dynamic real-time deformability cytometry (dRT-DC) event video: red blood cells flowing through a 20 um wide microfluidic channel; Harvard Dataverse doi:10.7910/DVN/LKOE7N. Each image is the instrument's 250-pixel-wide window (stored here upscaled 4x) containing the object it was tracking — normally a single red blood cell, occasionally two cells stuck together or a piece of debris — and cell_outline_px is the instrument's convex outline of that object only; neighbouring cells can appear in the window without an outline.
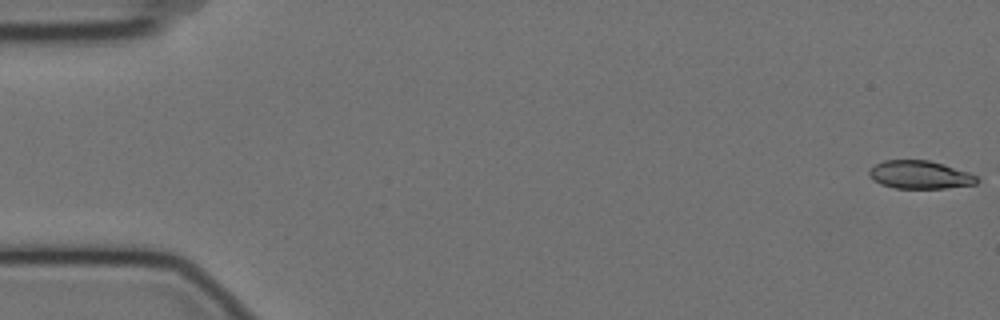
{"species": "Egyptian fruit bat (a non-hibernating species)", "species_latin": "Rousettus aegyptiacus", "temperature_condition": "cold", "stored_images_in_passage": 58, "camera_frame_rate_fps": 3000, "um_per_image_px": 0.085, "animal": {"sex": "female"}, "frame": {"image": 1, "passage_image": 1, "time_ms": 0.0, "image_size_px": [1000, 320], "cell_outline_px": [[980, 180], [976, 184], [944, 188], [896, 188], [880, 184], [872, 180], [868, 172], [876, 164], [884, 160], [928, 160], [968, 172], [976, 176]], "centroid_in_image_um": [78.18, 14.86], "position_along_channel_um": 6.8, "area_um2": 17.46}}
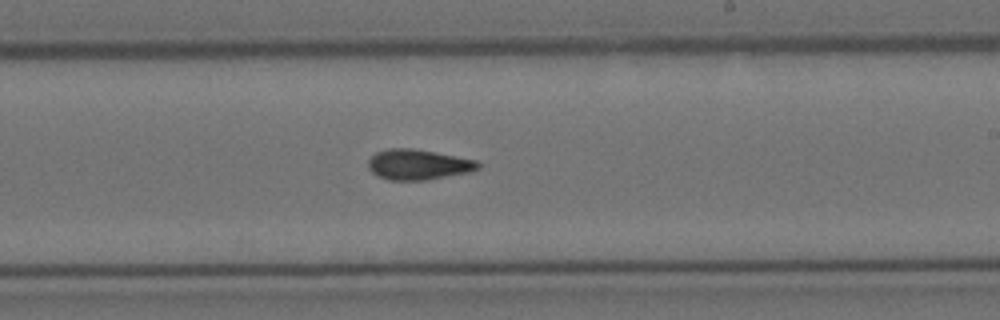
{"frame": {"image": 2, "passage_image": 34, "time_ms": 11.0, "image_size_px": [1000, 320], "cell_outline_px": [[480, 168], [468, 172], [428, 180], [388, 180], [376, 176], [368, 168], [368, 160], [376, 152], [388, 148], [412, 148], [476, 160], [480, 164]], "centroid_in_image_um": [35.51, 13.99], "position_along_channel_um": 253.5, "area_um2": 19.42}}
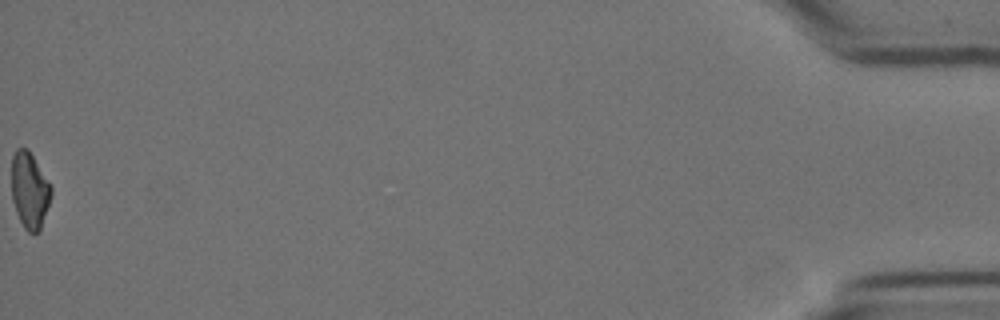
{"frame": {"image": 3, "passage_image": 58, "time_ms": 19.0, "image_size_px": [1000, 320], "cell_outline_px": [[52, 196], [40, 228], [36, 232], [28, 232], [24, 228], [16, 212], [12, 200], [12, 156], [16, 148], [28, 148], [52, 184]], "centroid_in_image_um": [2.53, 16.13], "position_along_channel_um": 432.7, "area_um2": 17.74}, "authors_computed_cell_mechanics": {"area_um2": 18.7561, "velocity_mm_per_s": 3.5196, "shape_relaxation_time_tau1_ms": null, "shape_relaxation_time_tau2_ms": 3.3133, "deformation_change_tau1": null, "deformation_change_tau2": 0.1005}}